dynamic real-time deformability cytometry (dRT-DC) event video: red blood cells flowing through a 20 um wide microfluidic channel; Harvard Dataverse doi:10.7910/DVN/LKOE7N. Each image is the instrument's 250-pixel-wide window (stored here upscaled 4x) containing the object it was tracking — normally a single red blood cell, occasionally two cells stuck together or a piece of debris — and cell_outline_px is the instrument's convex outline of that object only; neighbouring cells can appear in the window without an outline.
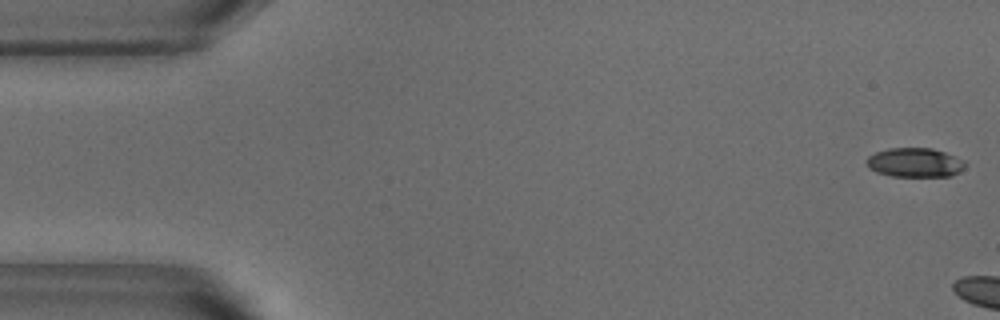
{"species": "common noctule bat (a hibernating species)", "species_latin": "Nyctalus noctula", "temperature_condition": "warm", "stored_images_in_passage": 5, "camera_frame_rate_fps": 3000, "um_per_image_px": 0.085, "animal": {"sex": "male", "body_mass_g": 18.8}, "frame": {"image": 1, "passage_image": 1, "time_ms": 0.0, "image_size_px": [1000, 320], "cell_outline_px": [[964, 168], [960, 172], [952, 176], [892, 176], [876, 172], [868, 168], [864, 160], [868, 156], [876, 152], [888, 148], [932, 148], [944, 152], [964, 160]], "centroid_in_image_um": [77.73, 13.82], "position_along_channel_um": 7.3, "area_um2": 16.88}}